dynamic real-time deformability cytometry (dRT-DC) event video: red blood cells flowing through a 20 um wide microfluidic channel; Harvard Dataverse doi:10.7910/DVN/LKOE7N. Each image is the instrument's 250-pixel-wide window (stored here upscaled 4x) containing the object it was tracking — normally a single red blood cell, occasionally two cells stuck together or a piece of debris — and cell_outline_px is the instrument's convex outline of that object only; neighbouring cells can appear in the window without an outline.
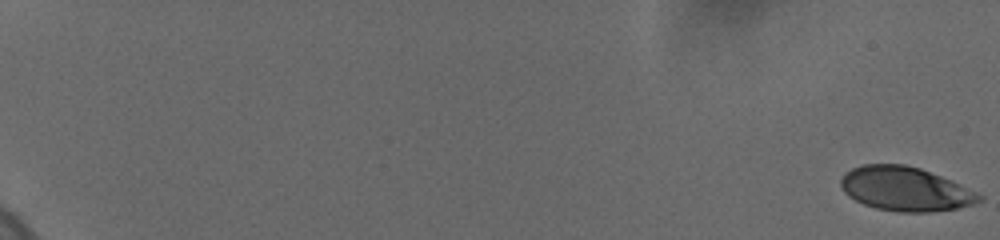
{"species": "human", "species_latin": "Homo sapiens", "temperature_condition": "cold", "stored_images_in_passage": 37, "camera_frame_rate_fps": 3000, "um_per_image_px": 0.085, "donor": {"sex": "female"}, "frame": {"image": 1, "passage_image": 1, "time_ms": 0.0, "image_size_px": [1000, 240], "cell_outline_px": [[984, 200], [972, 204], [956, 208], [928, 212], [900, 212], [876, 208], [864, 204], [848, 196], [844, 192], [840, 184], [840, 180], [844, 172], [860, 164], [904, 164], [920, 168], [940, 176], [984, 196]], "centroid_in_image_um": [76.9, 16.05], "position_along_channel_um": 8.1, "area_um2": 35.32}}
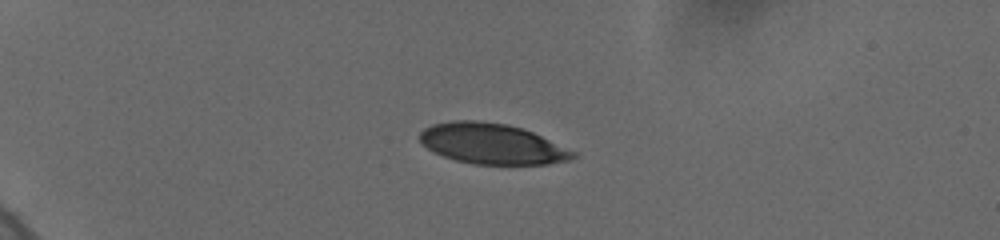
{"frame": {"image": 2, "passage_image": 30, "time_ms": 5.667, "image_size_px": [1000, 240], "cell_outline_px": [[580, 156], [568, 160], [548, 164], [472, 164], [456, 160], [444, 156], [420, 144], [420, 132], [424, 128], [432, 124], [452, 120], [480, 120], [508, 124], [532, 132], [576, 152]], "centroid_in_image_um": [41.81, 12.21], "position_along_channel_um": 43.2, "area_um2": 36.18}}